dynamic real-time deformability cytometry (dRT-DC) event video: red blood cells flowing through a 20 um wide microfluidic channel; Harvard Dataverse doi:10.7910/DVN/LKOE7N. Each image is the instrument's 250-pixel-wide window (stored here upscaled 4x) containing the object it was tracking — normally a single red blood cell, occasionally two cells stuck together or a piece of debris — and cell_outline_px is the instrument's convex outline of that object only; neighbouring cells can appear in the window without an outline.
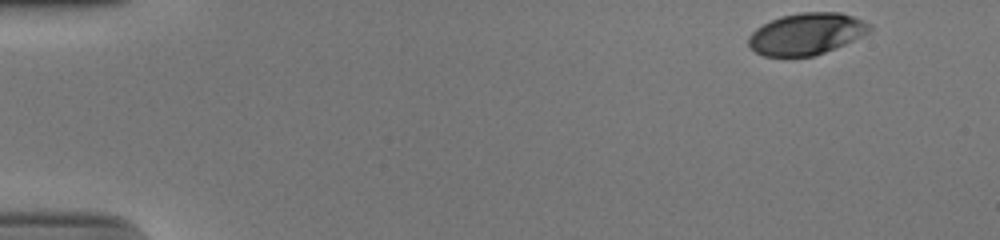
{"species": "human", "species_latin": "Homo sapiens", "temperature_condition": "cold", "stored_images_in_passage": 42, "camera_frame_rate_fps": 3000, "um_per_image_px": 0.085, "donor": {"sex": "male"}, "frame": {"image": 1, "passage_image": 1, "time_ms": 0.0, "image_size_px": [1000, 240], "cell_outline_px": [[872, 28], [868, 32], [844, 44], [824, 52], [812, 56], [764, 56], [756, 52], [748, 44], [748, 36], [756, 28], [780, 16], [800, 12], [840, 12], [852, 16], [872, 24]], "centroid_in_image_um": [68.53, 2.86], "position_along_channel_um": 16.5, "area_um2": 29.13}}
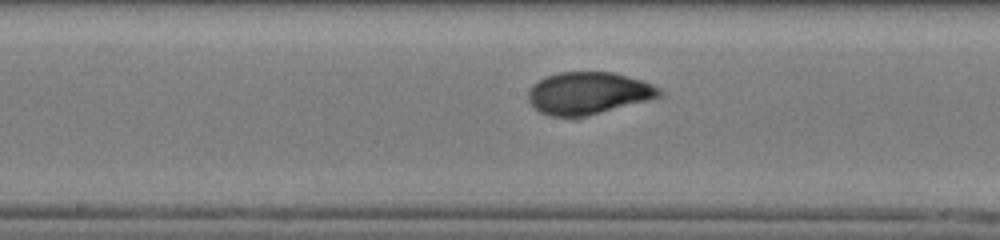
{"frame": {"image": 2, "passage_image": 25, "time_ms": 8.0, "image_size_px": [1000, 240], "cell_outline_px": [[664, 92], [660, 96], [648, 100], [584, 116], [548, 116], [540, 112], [528, 100], [528, 92], [532, 84], [548, 76], [560, 72], [612, 72], [640, 80], [660, 88]], "centroid_in_image_um": [49.98, 7.91], "position_along_channel_um": 198.2, "area_um2": 31.73}}
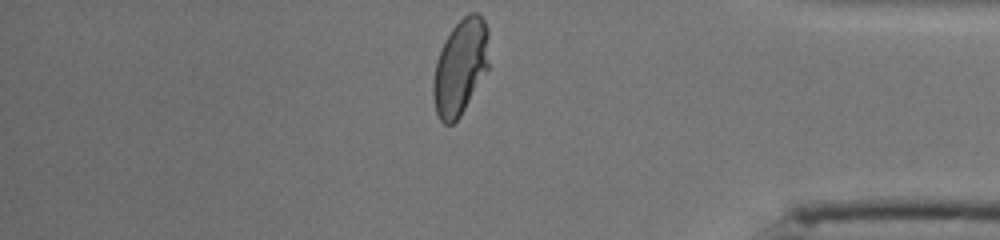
{"frame": {"image": 3, "passage_image": 42, "time_ms": 13.667, "image_size_px": [1000, 240], "cell_outline_px": [[488, 68], [460, 116], [452, 124], [444, 124], [440, 120], [436, 112], [432, 96], [432, 84], [436, 60], [440, 48], [444, 40], [452, 28], [464, 16], [472, 12], [476, 12], [484, 20], [488, 28]], "centroid_in_image_um": [39.1, 5.69], "position_along_channel_um": 396.1, "area_um2": 31.04}, "authors_computed_cell_mechanics": {"area_um2": 31.1831, "velocity_mm_per_s": 3.8969, "shape_relaxation_time_tau1_ms": 4.3541, "shape_relaxation_time_tau2_ms": 0.8236, "deformation_change_tau1": 0.1786, "deformation_change_tau2": 0.0446}}